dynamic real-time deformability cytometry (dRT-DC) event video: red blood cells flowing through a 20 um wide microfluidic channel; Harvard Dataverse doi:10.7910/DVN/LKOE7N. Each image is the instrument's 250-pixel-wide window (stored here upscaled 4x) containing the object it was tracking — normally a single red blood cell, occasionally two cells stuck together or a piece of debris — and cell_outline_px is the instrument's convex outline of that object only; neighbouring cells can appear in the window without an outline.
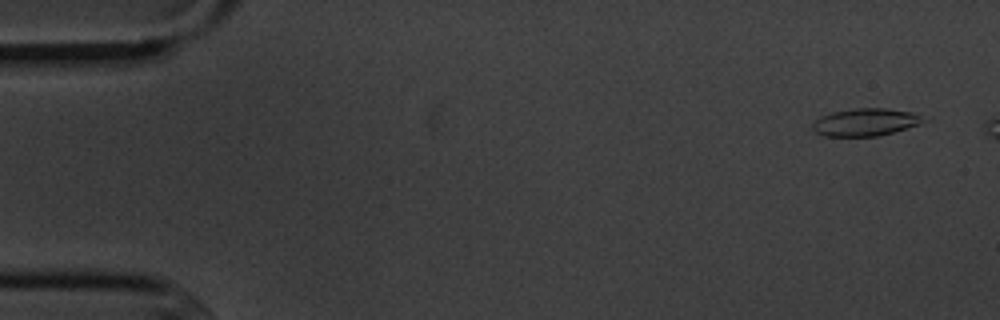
{"species": "common noctule bat (a hibernating species)", "species_latin": "Nyctalus noctula", "temperature_condition": "cold", "stored_images_in_passage": 5, "camera_frame_rate_fps": 3000, "um_per_image_px": 0.085, "animal": {"sex": "male", "body_mass_g": 20.1, "forearm_length_mm": 53.5}, "frame": {"image": 1, "passage_image": 1, "time_ms": 0.0, "image_size_px": [1000, 320], "cell_outline_px": [[920, 124], [892, 132], [876, 136], [824, 136], [816, 132], [812, 128], [812, 124], [820, 116], [832, 112], [856, 108], [888, 108], [912, 112], [920, 116]], "centroid_in_image_um": [73.49, 10.38], "position_along_channel_um": 11.5, "area_um2": 17.46}}